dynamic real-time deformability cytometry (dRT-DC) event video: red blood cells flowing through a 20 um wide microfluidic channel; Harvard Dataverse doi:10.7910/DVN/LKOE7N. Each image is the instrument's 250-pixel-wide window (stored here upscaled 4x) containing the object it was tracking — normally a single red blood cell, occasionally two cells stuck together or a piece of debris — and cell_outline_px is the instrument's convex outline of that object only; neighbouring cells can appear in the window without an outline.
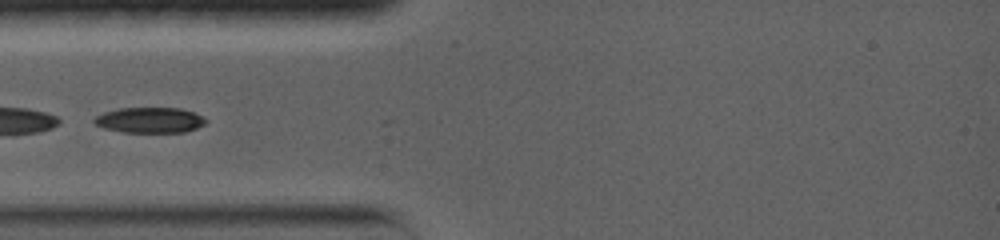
{"species": "common noctule bat (a hibernating species)", "species_latin": "Nyctalus noctula", "temperature_condition": "warm", "stored_images_in_passage": 10, "camera_frame_rate_fps": 5000, "um_per_image_px": 0.085, "animal": {"sex": "female", "body_mass_g": 19.0, "forearm_length_mm": 56.7}, "frame": {"image": 1, "passage_image": 1, "time_ms": 0.0, "image_size_px": [1000, 240], "cell_outline_px": [[208, 120], [204, 124], [196, 128], [184, 132], [124, 132], [104, 128], [96, 124], [92, 120], [96, 116], [104, 112], [120, 108], [180, 108], [204, 116]], "centroid_in_image_um": [12.75, 10.2], "position_along_channel_um": 72.3, "area_um2": 16.53}}